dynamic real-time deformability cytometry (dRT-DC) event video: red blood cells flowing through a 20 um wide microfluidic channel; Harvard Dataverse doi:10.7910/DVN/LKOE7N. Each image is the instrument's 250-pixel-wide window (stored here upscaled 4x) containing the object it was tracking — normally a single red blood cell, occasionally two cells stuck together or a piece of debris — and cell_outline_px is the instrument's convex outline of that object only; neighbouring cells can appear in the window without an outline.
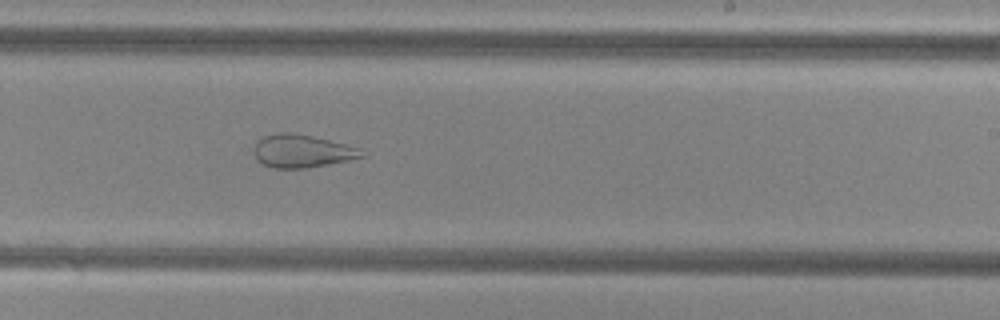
{"species": "common noctule bat (a hibernating species)", "species_latin": "Nyctalus noctula", "temperature_condition": "cold", "stored_images_in_passage": 55, "camera_frame_rate_fps": 3000, "um_per_image_px": 0.085, "animal": {"sex": "female", "body_mass_g": 29.2, "forearm_length_mm": 56.3}, "frame": {"image": 1, "passage_image": 34, "time_ms": 11.0, "image_size_px": [1000, 320], "cell_outline_px": [[368, 156], [308, 168], [276, 168], [264, 164], [256, 160], [252, 152], [252, 148], [256, 140], [264, 136], [280, 132], [288, 132], [312, 136], [360, 148]], "centroid_in_image_um": [25.63, 12.84], "position_along_channel_um": 263.4, "area_um2": 20.81}}
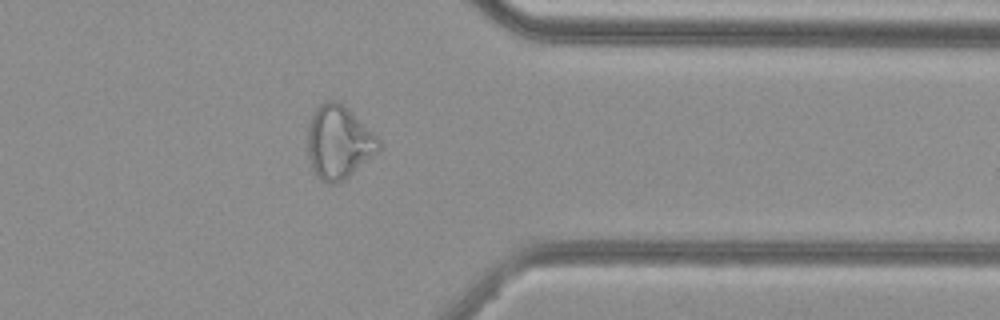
{"frame": {"image": 2, "passage_image": 44, "time_ms": 14.333, "image_size_px": [1000, 320], "cell_outline_px": [[384, 144], [372, 156], [344, 180], [336, 184], [328, 184], [320, 180], [312, 172], [308, 156], [308, 124], [312, 112], [324, 100], [336, 100], [344, 104]], "centroid_in_image_um": [28.76, 12.09], "position_along_channel_um": 382.6, "area_um2": 30.58}}
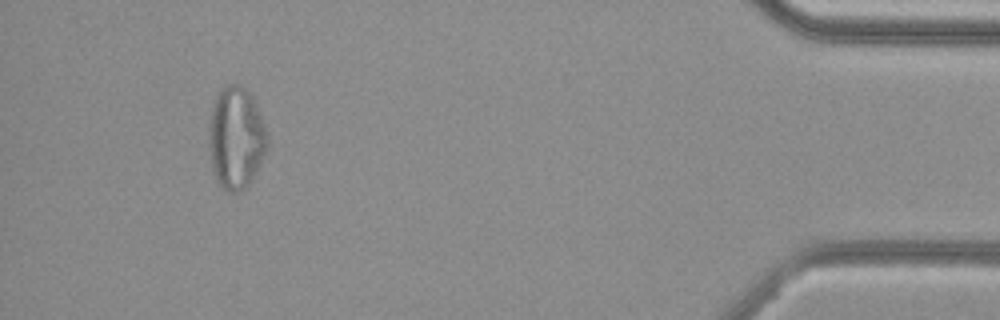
{"frame": {"image": 3, "passage_image": 51, "time_ms": 16.667, "image_size_px": [1000, 320], "cell_outline_px": [[268, 148], [256, 172], [248, 184], [240, 192], [228, 192], [216, 180], [212, 168], [208, 144], [208, 128], [212, 108], [216, 96], [220, 88], [224, 84], [240, 84], [252, 96], [256, 104], [268, 140]], "centroid_in_image_um": [20.04, 11.71], "position_along_channel_um": 415.2, "area_um2": 34.85}}